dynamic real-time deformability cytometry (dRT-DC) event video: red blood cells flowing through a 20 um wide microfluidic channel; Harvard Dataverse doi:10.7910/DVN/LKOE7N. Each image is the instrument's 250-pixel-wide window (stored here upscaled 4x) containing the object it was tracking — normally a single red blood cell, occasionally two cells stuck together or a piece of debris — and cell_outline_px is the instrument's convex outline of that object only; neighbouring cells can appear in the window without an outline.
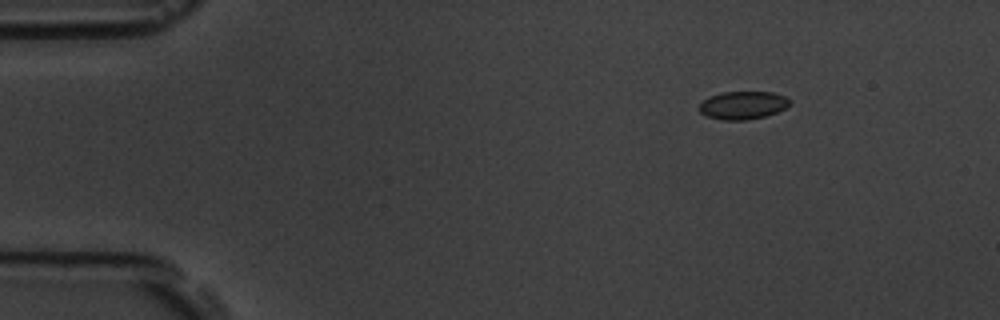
{"species": "common noctule bat (a hibernating species)", "species_latin": "Nyctalus noctula", "temperature_condition": "room temperature", "stored_images_in_passage": 4, "camera_frame_rate_fps": 3000, "um_per_image_px": 0.085, "animal": {"sex": "male", "body_mass_g": 19.5, "forearm_length_mm": 54.6}, "frame": {"image": 1, "passage_image": 1, "time_ms": 0.0, "image_size_px": [1000, 320], "cell_outline_px": [[792, 104], [776, 112], [764, 116], [744, 120], [724, 120], [708, 116], [700, 112], [700, 104], [708, 96], [720, 92], [772, 92], [784, 96], [792, 100]], "centroid_in_image_um": [63.16, 8.93], "position_along_channel_um": 21.8, "area_um2": 14.68}}
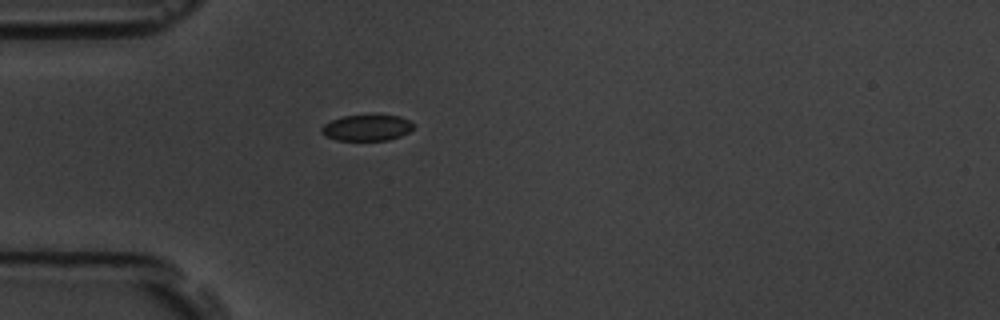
{"frame": {"image": 2, "passage_image": 4, "time_ms": 3.0, "image_size_px": [1000, 320], "cell_outline_px": [[416, 124], [408, 132], [400, 136], [388, 140], [336, 140], [324, 136], [320, 132], [320, 128], [324, 124], [332, 120], [344, 116], [372, 112], [400, 116]], "centroid_in_image_um": [31.18, 10.81], "position_along_channel_um": 53.8, "area_um2": 14.62}}